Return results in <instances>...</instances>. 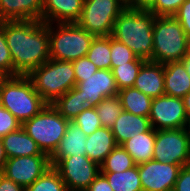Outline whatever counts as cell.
Instances as JSON below:
<instances>
[{
    "label": "cell",
    "instance_id": "ee69618b",
    "mask_svg": "<svg viewBox=\"0 0 190 191\" xmlns=\"http://www.w3.org/2000/svg\"><path fill=\"white\" fill-rule=\"evenodd\" d=\"M182 100L187 114V119L190 120V92L186 94Z\"/></svg>",
    "mask_w": 190,
    "mask_h": 191
},
{
    "label": "cell",
    "instance_id": "f6af8a7d",
    "mask_svg": "<svg viewBox=\"0 0 190 191\" xmlns=\"http://www.w3.org/2000/svg\"><path fill=\"white\" fill-rule=\"evenodd\" d=\"M182 64L185 66L186 72L190 77V53L188 52L182 59Z\"/></svg>",
    "mask_w": 190,
    "mask_h": 191
},
{
    "label": "cell",
    "instance_id": "4fadbf2b",
    "mask_svg": "<svg viewBox=\"0 0 190 191\" xmlns=\"http://www.w3.org/2000/svg\"><path fill=\"white\" fill-rule=\"evenodd\" d=\"M181 168L154 159L139 164L142 191H173Z\"/></svg>",
    "mask_w": 190,
    "mask_h": 191
},
{
    "label": "cell",
    "instance_id": "ac0fdd59",
    "mask_svg": "<svg viewBox=\"0 0 190 191\" xmlns=\"http://www.w3.org/2000/svg\"><path fill=\"white\" fill-rule=\"evenodd\" d=\"M151 128L149 117L138 116L127 111H122L110 128L117 145H122L129 138L139 133H145Z\"/></svg>",
    "mask_w": 190,
    "mask_h": 191
},
{
    "label": "cell",
    "instance_id": "4316f807",
    "mask_svg": "<svg viewBox=\"0 0 190 191\" xmlns=\"http://www.w3.org/2000/svg\"><path fill=\"white\" fill-rule=\"evenodd\" d=\"M111 36H98L95 37L87 57L92 61L98 69L111 70Z\"/></svg>",
    "mask_w": 190,
    "mask_h": 191
},
{
    "label": "cell",
    "instance_id": "60d3db41",
    "mask_svg": "<svg viewBox=\"0 0 190 191\" xmlns=\"http://www.w3.org/2000/svg\"><path fill=\"white\" fill-rule=\"evenodd\" d=\"M0 191H25V188L0 172Z\"/></svg>",
    "mask_w": 190,
    "mask_h": 191
},
{
    "label": "cell",
    "instance_id": "30bf717a",
    "mask_svg": "<svg viewBox=\"0 0 190 191\" xmlns=\"http://www.w3.org/2000/svg\"><path fill=\"white\" fill-rule=\"evenodd\" d=\"M153 159L171 165H190V146L185 128L155 130Z\"/></svg>",
    "mask_w": 190,
    "mask_h": 191
},
{
    "label": "cell",
    "instance_id": "ffe728a7",
    "mask_svg": "<svg viewBox=\"0 0 190 191\" xmlns=\"http://www.w3.org/2000/svg\"><path fill=\"white\" fill-rule=\"evenodd\" d=\"M85 146L86 156L101 165L117 144L111 129L102 126L87 136Z\"/></svg>",
    "mask_w": 190,
    "mask_h": 191
},
{
    "label": "cell",
    "instance_id": "4dcf8cb0",
    "mask_svg": "<svg viewBox=\"0 0 190 191\" xmlns=\"http://www.w3.org/2000/svg\"><path fill=\"white\" fill-rule=\"evenodd\" d=\"M145 61L133 60L112 69L118 90L134 86L138 72Z\"/></svg>",
    "mask_w": 190,
    "mask_h": 191
},
{
    "label": "cell",
    "instance_id": "f1b7e54d",
    "mask_svg": "<svg viewBox=\"0 0 190 191\" xmlns=\"http://www.w3.org/2000/svg\"><path fill=\"white\" fill-rule=\"evenodd\" d=\"M95 109L101 125L106 128H111L123 111L121 100L118 96L104 98Z\"/></svg>",
    "mask_w": 190,
    "mask_h": 191
},
{
    "label": "cell",
    "instance_id": "9c48e42d",
    "mask_svg": "<svg viewBox=\"0 0 190 191\" xmlns=\"http://www.w3.org/2000/svg\"><path fill=\"white\" fill-rule=\"evenodd\" d=\"M51 166L58 172L68 191H85L100 174V165L86 155L50 158Z\"/></svg>",
    "mask_w": 190,
    "mask_h": 191
},
{
    "label": "cell",
    "instance_id": "74e56055",
    "mask_svg": "<svg viewBox=\"0 0 190 191\" xmlns=\"http://www.w3.org/2000/svg\"><path fill=\"white\" fill-rule=\"evenodd\" d=\"M174 17L180 22L185 34L190 37V0H185Z\"/></svg>",
    "mask_w": 190,
    "mask_h": 191
},
{
    "label": "cell",
    "instance_id": "5bb4252c",
    "mask_svg": "<svg viewBox=\"0 0 190 191\" xmlns=\"http://www.w3.org/2000/svg\"><path fill=\"white\" fill-rule=\"evenodd\" d=\"M76 86L89 107H96L104 98L118 96L119 92L112 70L108 69H98L92 76L82 78Z\"/></svg>",
    "mask_w": 190,
    "mask_h": 191
},
{
    "label": "cell",
    "instance_id": "c3c4849f",
    "mask_svg": "<svg viewBox=\"0 0 190 191\" xmlns=\"http://www.w3.org/2000/svg\"><path fill=\"white\" fill-rule=\"evenodd\" d=\"M189 53H190V37H189Z\"/></svg>",
    "mask_w": 190,
    "mask_h": 191
},
{
    "label": "cell",
    "instance_id": "8fae6325",
    "mask_svg": "<svg viewBox=\"0 0 190 191\" xmlns=\"http://www.w3.org/2000/svg\"><path fill=\"white\" fill-rule=\"evenodd\" d=\"M149 120L155 130L186 128L188 119L182 98L168 95L153 98Z\"/></svg>",
    "mask_w": 190,
    "mask_h": 191
},
{
    "label": "cell",
    "instance_id": "bcb514c9",
    "mask_svg": "<svg viewBox=\"0 0 190 191\" xmlns=\"http://www.w3.org/2000/svg\"><path fill=\"white\" fill-rule=\"evenodd\" d=\"M124 6L133 8V0H119Z\"/></svg>",
    "mask_w": 190,
    "mask_h": 191
},
{
    "label": "cell",
    "instance_id": "9a60e30c",
    "mask_svg": "<svg viewBox=\"0 0 190 191\" xmlns=\"http://www.w3.org/2000/svg\"><path fill=\"white\" fill-rule=\"evenodd\" d=\"M84 0H44L42 22L76 23L82 13Z\"/></svg>",
    "mask_w": 190,
    "mask_h": 191
},
{
    "label": "cell",
    "instance_id": "484cf974",
    "mask_svg": "<svg viewBox=\"0 0 190 191\" xmlns=\"http://www.w3.org/2000/svg\"><path fill=\"white\" fill-rule=\"evenodd\" d=\"M113 191H142L138 165L122 172H101Z\"/></svg>",
    "mask_w": 190,
    "mask_h": 191
},
{
    "label": "cell",
    "instance_id": "603a6c76",
    "mask_svg": "<svg viewBox=\"0 0 190 191\" xmlns=\"http://www.w3.org/2000/svg\"><path fill=\"white\" fill-rule=\"evenodd\" d=\"M133 158L136 165L153 159L155 146V129L152 127L145 133L129 138L121 145Z\"/></svg>",
    "mask_w": 190,
    "mask_h": 191
},
{
    "label": "cell",
    "instance_id": "8d00e7d4",
    "mask_svg": "<svg viewBox=\"0 0 190 191\" xmlns=\"http://www.w3.org/2000/svg\"><path fill=\"white\" fill-rule=\"evenodd\" d=\"M72 63L75 71L76 84L81 82L82 78H88L98 70L97 66L87 56L72 61Z\"/></svg>",
    "mask_w": 190,
    "mask_h": 191
},
{
    "label": "cell",
    "instance_id": "f546056e",
    "mask_svg": "<svg viewBox=\"0 0 190 191\" xmlns=\"http://www.w3.org/2000/svg\"><path fill=\"white\" fill-rule=\"evenodd\" d=\"M25 191H68V189L59 172L51 166L31 185L27 186Z\"/></svg>",
    "mask_w": 190,
    "mask_h": 191
},
{
    "label": "cell",
    "instance_id": "277c9868",
    "mask_svg": "<svg viewBox=\"0 0 190 191\" xmlns=\"http://www.w3.org/2000/svg\"><path fill=\"white\" fill-rule=\"evenodd\" d=\"M189 52V37L174 16H156L153 26L152 61H181Z\"/></svg>",
    "mask_w": 190,
    "mask_h": 191
},
{
    "label": "cell",
    "instance_id": "52a82bcc",
    "mask_svg": "<svg viewBox=\"0 0 190 191\" xmlns=\"http://www.w3.org/2000/svg\"><path fill=\"white\" fill-rule=\"evenodd\" d=\"M68 122L52 104H47L21 127L36 142L39 149L50 157L65 135Z\"/></svg>",
    "mask_w": 190,
    "mask_h": 191
},
{
    "label": "cell",
    "instance_id": "7c38bea8",
    "mask_svg": "<svg viewBox=\"0 0 190 191\" xmlns=\"http://www.w3.org/2000/svg\"><path fill=\"white\" fill-rule=\"evenodd\" d=\"M51 167L50 157L41 153L35 156L7 158L2 174L26 188Z\"/></svg>",
    "mask_w": 190,
    "mask_h": 191
},
{
    "label": "cell",
    "instance_id": "b9f144b4",
    "mask_svg": "<svg viewBox=\"0 0 190 191\" xmlns=\"http://www.w3.org/2000/svg\"><path fill=\"white\" fill-rule=\"evenodd\" d=\"M155 0H133V9L148 10Z\"/></svg>",
    "mask_w": 190,
    "mask_h": 191
},
{
    "label": "cell",
    "instance_id": "8992f818",
    "mask_svg": "<svg viewBox=\"0 0 190 191\" xmlns=\"http://www.w3.org/2000/svg\"><path fill=\"white\" fill-rule=\"evenodd\" d=\"M95 37L77 23H51L49 24L50 58L75 61L86 57Z\"/></svg>",
    "mask_w": 190,
    "mask_h": 191
},
{
    "label": "cell",
    "instance_id": "5b68a950",
    "mask_svg": "<svg viewBox=\"0 0 190 191\" xmlns=\"http://www.w3.org/2000/svg\"><path fill=\"white\" fill-rule=\"evenodd\" d=\"M35 90L47 104H53L59 97L76 86L72 61L49 59L29 75Z\"/></svg>",
    "mask_w": 190,
    "mask_h": 191
},
{
    "label": "cell",
    "instance_id": "7a4b0ae2",
    "mask_svg": "<svg viewBox=\"0 0 190 191\" xmlns=\"http://www.w3.org/2000/svg\"><path fill=\"white\" fill-rule=\"evenodd\" d=\"M155 18L149 10L126 7L115 20L111 36L137 57L152 61Z\"/></svg>",
    "mask_w": 190,
    "mask_h": 191
},
{
    "label": "cell",
    "instance_id": "2e32d148",
    "mask_svg": "<svg viewBox=\"0 0 190 191\" xmlns=\"http://www.w3.org/2000/svg\"><path fill=\"white\" fill-rule=\"evenodd\" d=\"M133 87L152 99L165 95L164 64L150 60L145 61L138 72Z\"/></svg>",
    "mask_w": 190,
    "mask_h": 191
},
{
    "label": "cell",
    "instance_id": "6da1fadb",
    "mask_svg": "<svg viewBox=\"0 0 190 191\" xmlns=\"http://www.w3.org/2000/svg\"><path fill=\"white\" fill-rule=\"evenodd\" d=\"M13 76L29 75L50 59L49 24L37 20L3 21Z\"/></svg>",
    "mask_w": 190,
    "mask_h": 191
},
{
    "label": "cell",
    "instance_id": "1f68e13d",
    "mask_svg": "<svg viewBox=\"0 0 190 191\" xmlns=\"http://www.w3.org/2000/svg\"><path fill=\"white\" fill-rule=\"evenodd\" d=\"M111 70L114 67L132 62L133 60H145L137 57L130 48L111 36Z\"/></svg>",
    "mask_w": 190,
    "mask_h": 191
},
{
    "label": "cell",
    "instance_id": "7402d4cb",
    "mask_svg": "<svg viewBox=\"0 0 190 191\" xmlns=\"http://www.w3.org/2000/svg\"><path fill=\"white\" fill-rule=\"evenodd\" d=\"M87 135L74 122L69 121L66 133L50 158H64L72 155H86Z\"/></svg>",
    "mask_w": 190,
    "mask_h": 191
},
{
    "label": "cell",
    "instance_id": "d590c367",
    "mask_svg": "<svg viewBox=\"0 0 190 191\" xmlns=\"http://www.w3.org/2000/svg\"><path fill=\"white\" fill-rule=\"evenodd\" d=\"M22 124L16 117L3 106L0 105V139L10 132L18 130Z\"/></svg>",
    "mask_w": 190,
    "mask_h": 191
},
{
    "label": "cell",
    "instance_id": "836d02e7",
    "mask_svg": "<svg viewBox=\"0 0 190 191\" xmlns=\"http://www.w3.org/2000/svg\"><path fill=\"white\" fill-rule=\"evenodd\" d=\"M0 75L13 76V62L3 30V21L0 22Z\"/></svg>",
    "mask_w": 190,
    "mask_h": 191
},
{
    "label": "cell",
    "instance_id": "7dc6e473",
    "mask_svg": "<svg viewBox=\"0 0 190 191\" xmlns=\"http://www.w3.org/2000/svg\"><path fill=\"white\" fill-rule=\"evenodd\" d=\"M186 131L188 134V139H189V146H190V120H188L187 125H186Z\"/></svg>",
    "mask_w": 190,
    "mask_h": 191
},
{
    "label": "cell",
    "instance_id": "7bdbcfd3",
    "mask_svg": "<svg viewBox=\"0 0 190 191\" xmlns=\"http://www.w3.org/2000/svg\"><path fill=\"white\" fill-rule=\"evenodd\" d=\"M6 161H7V156L5 154L4 147L0 140V172H2L4 165L6 164Z\"/></svg>",
    "mask_w": 190,
    "mask_h": 191
},
{
    "label": "cell",
    "instance_id": "f35d334b",
    "mask_svg": "<svg viewBox=\"0 0 190 191\" xmlns=\"http://www.w3.org/2000/svg\"><path fill=\"white\" fill-rule=\"evenodd\" d=\"M173 191H190V165L180 169Z\"/></svg>",
    "mask_w": 190,
    "mask_h": 191
},
{
    "label": "cell",
    "instance_id": "ab89813d",
    "mask_svg": "<svg viewBox=\"0 0 190 191\" xmlns=\"http://www.w3.org/2000/svg\"><path fill=\"white\" fill-rule=\"evenodd\" d=\"M85 191H113L109 185L106 177L100 172V174L90 183L89 187Z\"/></svg>",
    "mask_w": 190,
    "mask_h": 191
},
{
    "label": "cell",
    "instance_id": "3957f363",
    "mask_svg": "<svg viewBox=\"0 0 190 191\" xmlns=\"http://www.w3.org/2000/svg\"><path fill=\"white\" fill-rule=\"evenodd\" d=\"M1 106L23 124L37 115L47 103L35 90L28 75L0 78Z\"/></svg>",
    "mask_w": 190,
    "mask_h": 191
},
{
    "label": "cell",
    "instance_id": "e575fe53",
    "mask_svg": "<svg viewBox=\"0 0 190 191\" xmlns=\"http://www.w3.org/2000/svg\"><path fill=\"white\" fill-rule=\"evenodd\" d=\"M185 0H155L148 9L155 16H174Z\"/></svg>",
    "mask_w": 190,
    "mask_h": 191
},
{
    "label": "cell",
    "instance_id": "ba28073f",
    "mask_svg": "<svg viewBox=\"0 0 190 191\" xmlns=\"http://www.w3.org/2000/svg\"><path fill=\"white\" fill-rule=\"evenodd\" d=\"M125 8L119 0H84L76 23L96 37L111 36L115 20Z\"/></svg>",
    "mask_w": 190,
    "mask_h": 191
},
{
    "label": "cell",
    "instance_id": "83f0119b",
    "mask_svg": "<svg viewBox=\"0 0 190 191\" xmlns=\"http://www.w3.org/2000/svg\"><path fill=\"white\" fill-rule=\"evenodd\" d=\"M131 155L121 146L117 145L100 165L101 172H122L135 167Z\"/></svg>",
    "mask_w": 190,
    "mask_h": 191
},
{
    "label": "cell",
    "instance_id": "d6986e66",
    "mask_svg": "<svg viewBox=\"0 0 190 191\" xmlns=\"http://www.w3.org/2000/svg\"><path fill=\"white\" fill-rule=\"evenodd\" d=\"M165 95L183 98L190 92V77L181 61L164 64Z\"/></svg>",
    "mask_w": 190,
    "mask_h": 191
},
{
    "label": "cell",
    "instance_id": "cb8c5ba5",
    "mask_svg": "<svg viewBox=\"0 0 190 191\" xmlns=\"http://www.w3.org/2000/svg\"><path fill=\"white\" fill-rule=\"evenodd\" d=\"M52 106L68 121H72L86 108H89L87 99L82 97L81 90L77 86L59 97Z\"/></svg>",
    "mask_w": 190,
    "mask_h": 191
},
{
    "label": "cell",
    "instance_id": "e0dca14e",
    "mask_svg": "<svg viewBox=\"0 0 190 191\" xmlns=\"http://www.w3.org/2000/svg\"><path fill=\"white\" fill-rule=\"evenodd\" d=\"M43 2L44 0H0V22L42 21Z\"/></svg>",
    "mask_w": 190,
    "mask_h": 191
},
{
    "label": "cell",
    "instance_id": "d6a6232c",
    "mask_svg": "<svg viewBox=\"0 0 190 191\" xmlns=\"http://www.w3.org/2000/svg\"><path fill=\"white\" fill-rule=\"evenodd\" d=\"M72 122L78 125L87 136L102 127L95 107L86 108Z\"/></svg>",
    "mask_w": 190,
    "mask_h": 191
},
{
    "label": "cell",
    "instance_id": "44dd1931",
    "mask_svg": "<svg viewBox=\"0 0 190 191\" xmlns=\"http://www.w3.org/2000/svg\"><path fill=\"white\" fill-rule=\"evenodd\" d=\"M7 158L21 156L40 155L42 151L36 142L20 127L14 132H10L1 139Z\"/></svg>",
    "mask_w": 190,
    "mask_h": 191
},
{
    "label": "cell",
    "instance_id": "d4e9b609",
    "mask_svg": "<svg viewBox=\"0 0 190 191\" xmlns=\"http://www.w3.org/2000/svg\"><path fill=\"white\" fill-rule=\"evenodd\" d=\"M118 97L124 111L138 116L149 117L152 98L134 87L119 90Z\"/></svg>",
    "mask_w": 190,
    "mask_h": 191
}]
</instances>
